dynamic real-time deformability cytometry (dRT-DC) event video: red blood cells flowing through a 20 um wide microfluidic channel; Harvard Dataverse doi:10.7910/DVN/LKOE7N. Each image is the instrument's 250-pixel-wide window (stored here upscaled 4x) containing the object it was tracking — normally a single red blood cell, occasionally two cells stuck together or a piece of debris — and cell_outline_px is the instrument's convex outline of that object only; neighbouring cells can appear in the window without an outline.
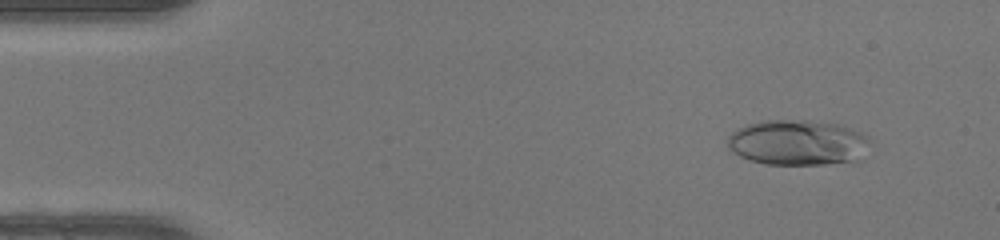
{"species": "human", "species_latin": "Homo sapiens", "temperature_condition": "warm", "stored_images_in_passage": 48, "camera_frame_rate_fps": 3000, "um_per_image_px": 0.085, "donor": {"sex": "female"}, "frame": {"image": 1, "passage_image": 4, "time_ms": 1.0, "image_size_px": [1000, 240], "cell_outline_px": [[868, 140], [864, 160], [824, 164], [764, 164], [748, 160], [732, 152], [728, 148], [728, 136], [736, 128], [760, 120], [808, 120], [840, 124], [860, 132], [868, 136]], "centroid_in_image_um": [67.8, 12.12], "position_along_channel_um": 17.2, "area_um2": 38.15}}
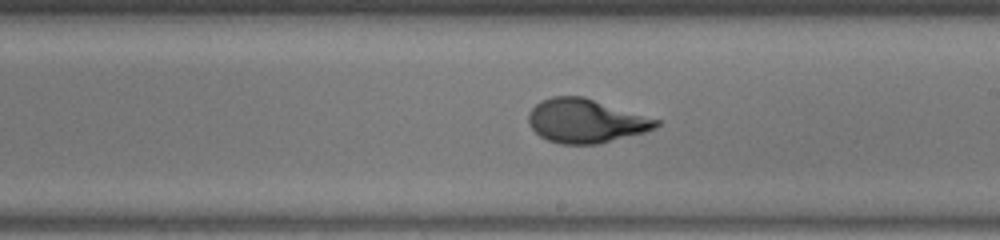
{"frame": {"image": 2, "passage_image": 27, "time_ms": 8.667, "image_size_px": [1000, 240], "cell_outline_px": [[660, 124], [656, 128], [644, 132], [600, 144], [560, 144], [548, 140], [540, 136], [528, 124], [528, 112], [540, 100], [552, 96], [584, 96], [660, 120]], "centroid_in_image_um": [49.77, 10.27], "position_along_channel_um": 239.2, "area_um2": 32.77}}
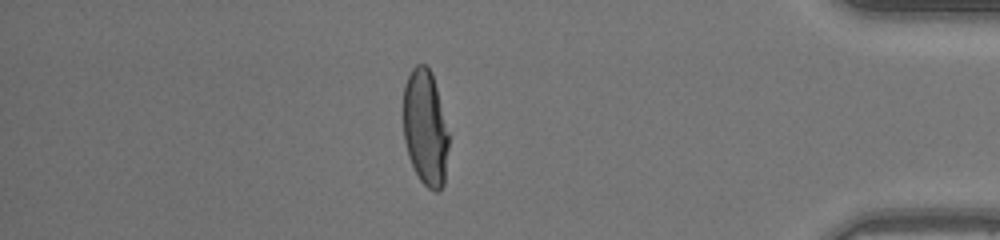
{"frame": {"image": 3, "passage_image": 41, "time_ms": 13.333, "image_size_px": [1000, 240], "cell_outline_px": [[448, 148], [444, 184], [436, 192], [428, 188], [420, 180], [408, 156], [404, 140], [404, 84], [412, 68], [416, 64], [424, 64], [432, 72], [448, 132]], "centroid_in_image_um": [36.14, 10.86], "position_along_channel_um": 399.1, "area_um2": 30.4}, "authors_computed_cell_mechanics": {"area_um2": 32.657, "velocity_mm_per_s": 4.2653, "shape_relaxation_time_tau1_ms": 7.6376, "shape_relaxation_time_tau2_ms": null, "deformation_change_tau1": 0.3056, "deformation_change_tau2": null}}